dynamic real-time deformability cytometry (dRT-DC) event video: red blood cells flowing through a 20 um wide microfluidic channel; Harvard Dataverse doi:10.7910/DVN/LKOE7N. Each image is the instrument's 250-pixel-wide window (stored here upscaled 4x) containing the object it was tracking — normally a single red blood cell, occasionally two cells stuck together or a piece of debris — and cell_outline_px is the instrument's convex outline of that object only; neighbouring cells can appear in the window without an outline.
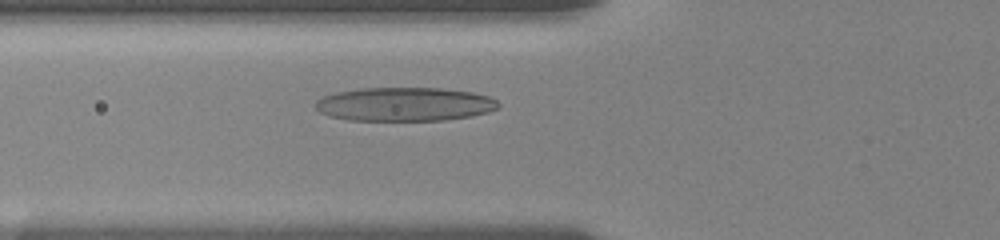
{"species": "human", "species_latin": "Homo sapiens", "temperature_condition": "room temperature", "stored_images_in_passage": 49, "camera_frame_rate_fps": 3000, "um_per_image_px": 0.085, "donor": {"sex": "female"}, "frame": {"image": 1, "passage_image": 14, "time_ms": 4.333, "image_size_px": [1000, 240], "cell_outline_px": [[500, 108], [488, 112], [472, 116], [444, 120], [348, 120], [328, 116], [320, 112], [316, 108], [316, 100], [320, 96], [336, 92], [360, 88], [444, 88], [472, 92], [488, 96], [496, 100], [500, 104]], "centroid_in_image_um": [34.39, 8.85], "position_along_channel_um": 91.4, "area_um2": 36.24}}
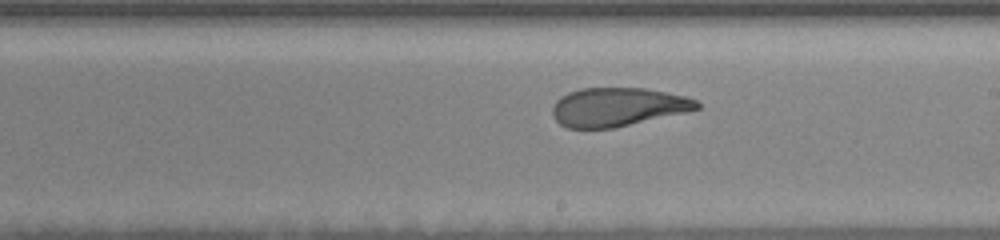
{"frame": {"image": 2, "passage_image": 26, "time_ms": 8.333, "image_size_px": [1000, 240], "cell_outline_px": [[700, 108], [684, 112], [612, 128], [568, 128], [560, 124], [552, 116], [552, 108], [556, 100], [560, 96], [568, 92], [580, 88], [644, 88], [684, 96], [696, 100], [700, 104]], "centroid_in_image_um": [52.44, 9.08], "position_along_channel_um": 236.6, "area_um2": 32.25}}
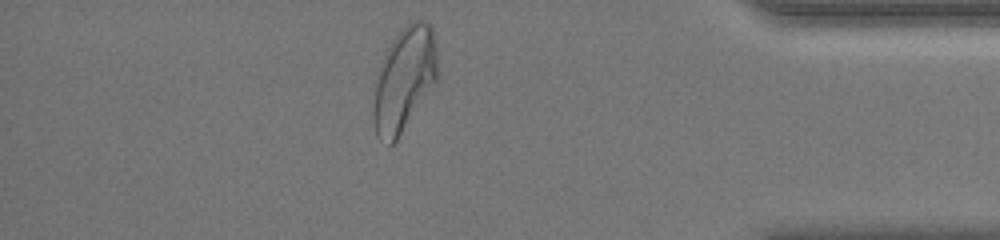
{"frame": {"image": 3, "passage_image": 42, "time_ms": 13.667, "image_size_px": [1000, 240], "cell_outline_px": [[440, 72], [436, 84], [396, 140], [392, 144], [388, 144], [380, 140], [376, 136], [372, 116], [372, 108], [376, 72], [392, 40], [404, 24], [412, 20], [424, 20], [432, 24], [436, 44]], "centroid_in_image_um": [34.38, 6.71], "position_along_channel_um": 400.8, "area_um2": 39.94}, "authors_computed_cell_mechanics": {"area_um2": 35.1424, "velocity_mm_per_s": 3.6138, "shape_relaxation_time_tau1_ms": 6.9631, "shape_relaxation_time_tau2_ms": 1.8854, "deformation_change_tau1": 0.2507, "deformation_change_tau2": 0.0817}}